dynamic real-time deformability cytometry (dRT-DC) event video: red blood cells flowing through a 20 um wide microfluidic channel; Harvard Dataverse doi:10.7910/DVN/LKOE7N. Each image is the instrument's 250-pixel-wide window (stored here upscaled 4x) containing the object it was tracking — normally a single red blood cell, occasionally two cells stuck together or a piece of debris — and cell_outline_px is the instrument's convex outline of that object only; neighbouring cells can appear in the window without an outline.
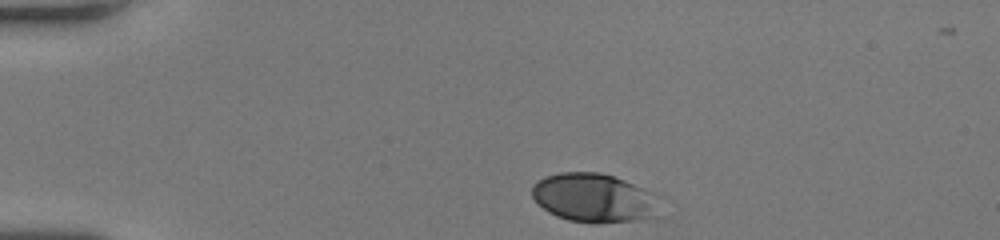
{"species": "human", "species_latin": "Homo sapiens", "temperature_condition": "room temperature", "stored_images_in_passage": 44, "camera_frame_rate_fps": 3000, "um_per_image_px": 0.085, "donor": {"sex": "female"}, "frame": {"image": 1, "passage_image": 1, "time_ms": 0.0, "image_size_px": [1000, 240], "cell_outline_px": [[660, 196], [648, 216], [636, 220], [596, 224], [592, 224], [568, 220], [556, 216], [548, 212], [532, 196], [532, 184], [536, 180], [544, 176], [560, 172], [600, 172], [616, 176], [656, 192]], "centroid_in_image_um": [50.43, 16.79], "position_along_channel_um": 34.6, "area_um2": 36.47}}
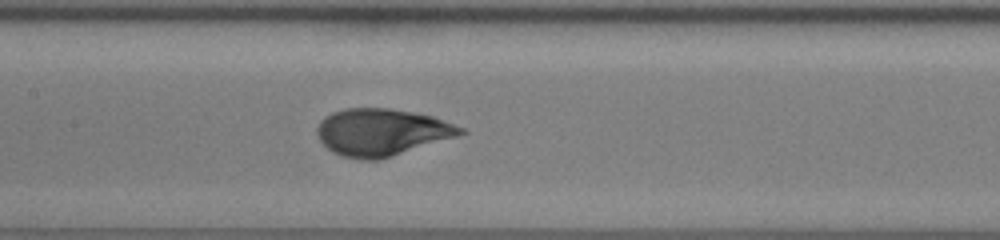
{"frame": {"image": 2, "passage_image": 17, "time_ms": 5.333, "image_size_px": [1000, 240], "cell_outline_px": [[468, 132], [456, 136], [380, 160], [364, 160], [340, 156], [332, 152], [320, 140], [316, 132], [316, 128], [320, 120], [324, 116], [332, 112], [344, 108], [392, 108], [432, 116], [464, 128]], "centroid_in_image_um": [32.4, 11.23], "position_along_channel_um": 175.0, "area_um2": 39.36}}
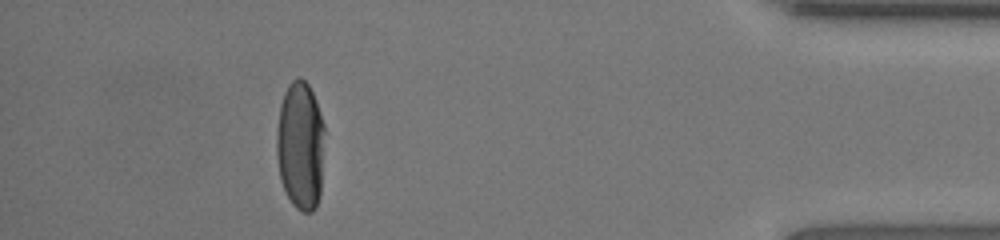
{"frame": {"image": 3, "passage_image": 39, "time_ms": 12.667, "image_size_px": [1000, 240], "cell_outline_px": [[324, 132], [320, 196], [316, 208], [312, 212], [300, 212], [292, 204], [280, 180], [276, 152], [276, 132], [280, 104], [284, 92], [288, 84], [296, 76], [300, 76], [308, 84], [316, 100], [324, 124]], "centroid_in_image_um": [25.52, 12.36], "position_along_channel_um": 409.7, "area_um2": 36.47}, "authors_computed_cell_mechanics": {"area_um2": 37.6856, "velocity_mm_per_s": 3.8877, "shape_relaxation_time_tau1_ms": 4.3439, "shape_relaxation_time_tau2_ms": null, "deformation_change_tau1": 0.2061, "deformation_change_tau2": null}}